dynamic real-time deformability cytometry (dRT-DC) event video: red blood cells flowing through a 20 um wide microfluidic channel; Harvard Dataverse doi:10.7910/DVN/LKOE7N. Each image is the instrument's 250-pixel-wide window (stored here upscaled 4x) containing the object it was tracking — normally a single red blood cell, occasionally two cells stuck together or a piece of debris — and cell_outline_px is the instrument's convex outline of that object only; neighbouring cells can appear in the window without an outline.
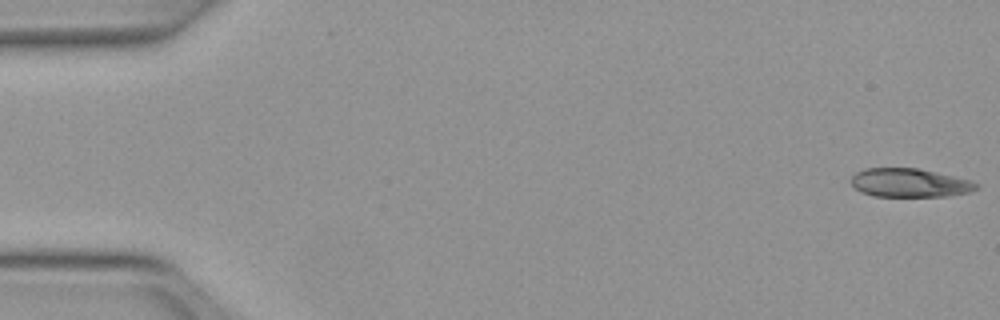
{"species": "Egyptian fruit bat (a non-hibernating species)", "species_latin": "Rousettus aegyptiacus", "temperature_condition": "warm", "stored_images_in_passage": 51, "camera_frame_rate_fps": 3000, "um_per_image_px": 0.085, "animal": {"sex": "female"}, "frame": {"image": 1, "passage_image": 1, "time_ms": 0.0, "image_size_px": [1000, 320], "cell_outline_px": [[980, 188], [968, 192], [948, 196], [872, 196], [860, 192], [852, 184], [852, 176], [856, 172], [864, 168], [916, 168], [936, 172], [972, 180], [980, 184]], "centroid_in_image_um": [77.35, 15.54], "position_along_channel_um": 7.7, "area_um2": 20.98}}
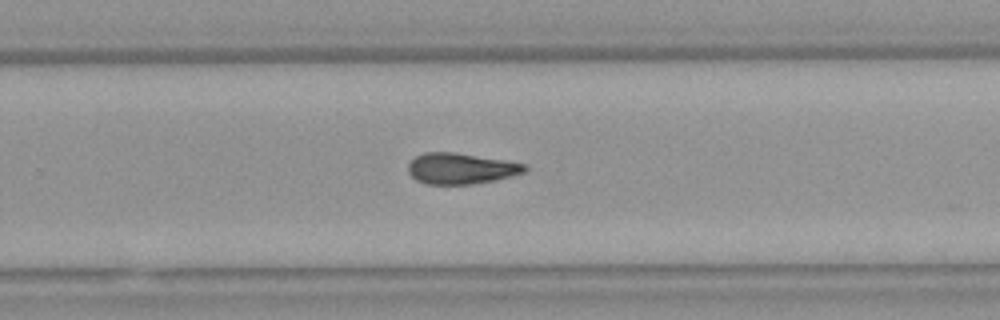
{"frame": {"image": 2, "passage_image": 33, "time_ms": 10.667, "image_size_px": [1000, 320], "cell_outline_px": [[528, 168], [524, 172], [512, 176], [496, 180], [472, 184], [424, 184], [416, 180], [408, 172], [408, 164], [416, 156], [424, 152], [456, 152], [528, 164]], "centroid_in_image_um": [39.18, 14.32], "position_along_channel_um": 290.6, "area_um2": 21.15}}
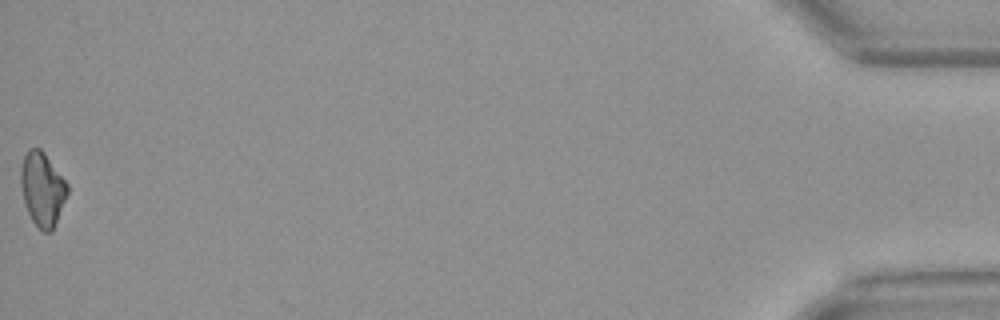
{"frame": {"image": 3, "passage_image": 51, "time_ms": 16.667, "image_size_px": [1000, 320], "cell_outline_px": [[68, 192], [52, 232], [44, 232], [32, 220], [24, 204], [20, 184], [20, 168], [24, 156], [28, 148], [40, 148], [44, 152], [68, 184]], "centroid_in_image_um": [3.58, 16.05], "position_along_channel_um": 431.6, "area_um2": 20.0}, "authors_computed_cell_mechanics": {"area_um2": 21.5016, "velocity_mm_per_s": 4.0243, "shape_relaxation_time_tau1_ms": null, "shape_relaxation_time_tau2_ms": 3.3991, "deformation_change_tau1": null, "deformation_change_tau2": 0.1166}}